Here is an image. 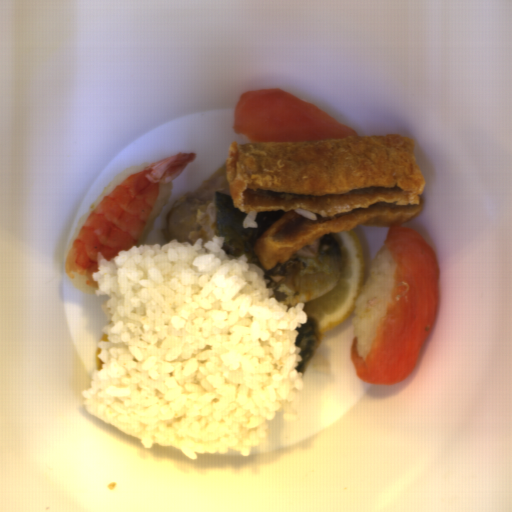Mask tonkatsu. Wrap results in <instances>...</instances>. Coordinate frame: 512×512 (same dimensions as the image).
<instances>
[{
  "label": "tonkatsu",
  "instance_id": "1",
  "mask_svg": "<svg viewBox=\"0 0 512 512\" xmlns=\"http://www.w3.org/2000/svg\"><path fill=\"white\" fill-rule=\"evenodd\" d=\"M233 206L285 213L254 245L267 271L328 234L401 225L422 213L427 181L414 138L391 133L326 141L231 143Z\"/></svg>",
  "mask_w": 512,
  "mask_h": 512
}]
</instances>
